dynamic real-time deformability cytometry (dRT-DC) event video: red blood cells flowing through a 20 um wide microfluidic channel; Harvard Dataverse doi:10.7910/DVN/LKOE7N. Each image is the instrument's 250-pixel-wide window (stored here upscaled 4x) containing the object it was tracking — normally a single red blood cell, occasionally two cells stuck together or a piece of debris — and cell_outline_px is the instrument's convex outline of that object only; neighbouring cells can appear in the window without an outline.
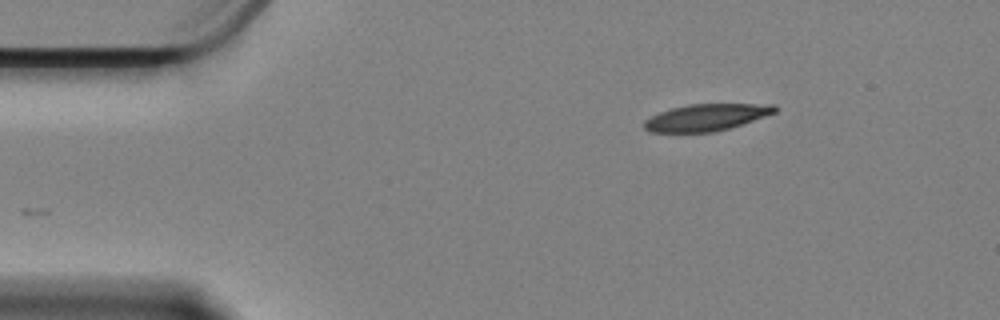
{"species": "Egyptian fruit bat (a non-hibernating species)", "species_latin": "Rousettus aegyptiacus", "temperature_condition": "cold", "stored_images_in_passage": 39, "camera_frame_rate_fps": 3000, "um_per_image_px": 0.085, "animal": {"sex": "female"}, "frame": {"image": 1, "passage_image": 1, "time_ms": 0.0, "image_size_px": [1000, 320], "cell_outline_px": [[776, 112], [716, 132], [648, 132], [644, 128], [644, 120], [660, 112], [672, 108], [688, 104], [776, 104]], "centroid_in_image_um": [60.0, 9.97], "position_along_channel_um": 25.0, "area_um2": 20.17}}
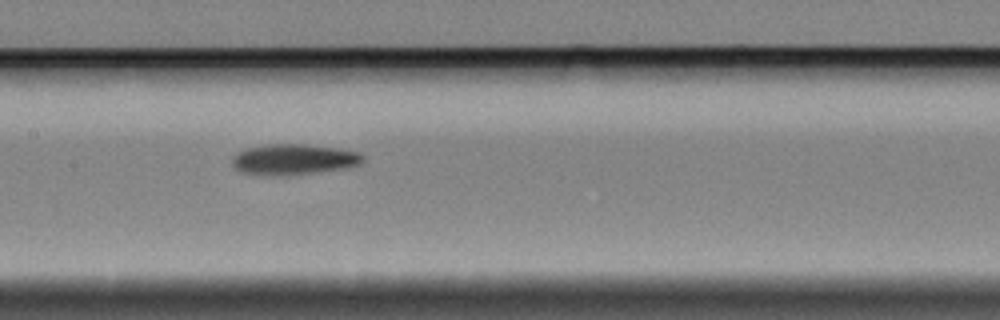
{"frame": {"image": 2, "passage_image": 20, "time_ms": 6.333, "image_size_px": [1000, 320], "cell_outline_px": [[364, 160], [360, 164], [344, 168], [308, 172], [244, 172], [236, 168], [232, 164], [232, 160], [236, 152], [248, 148], [268, 144], [300, 144], [336, 148], [356, 152], [364, 156]], "centroid_in_image_um": [25.0, 13.48], "position_along_channel_um": 182.4, "area_um2": 21.79}}
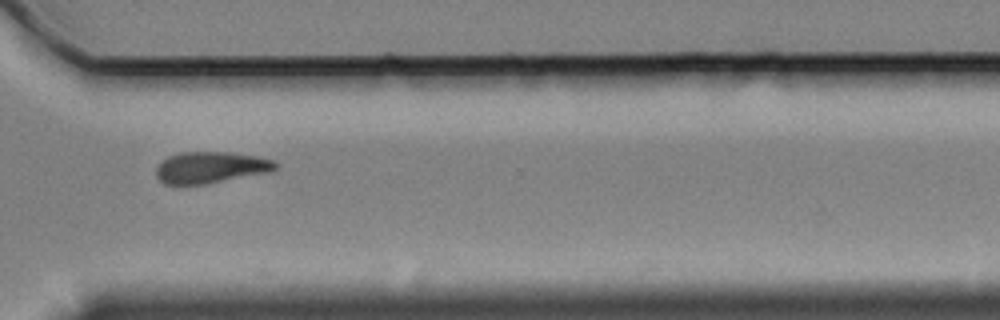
{"frame": {"image": 3, "passage_image": 35, "time_ms": 11.333, "image_size_px": [1000, 320], "cell_outline_px": [[276, 168], [272, 172], [204, 184], [164, 184], [156, 176], [156, 168], [168, 156], [180, 152], [228, 152], [256, 156], [272, 160], [276, 164]], "centroid_in_image_um": [17.91, 14.23], "position_along_channel_um": 352.7, "area_um2": 21.73}, "authors_computed_cell_mechanics": {"area_um2": 21.7328, "velocity_mm_per_s": 3.4136, "shape_relaxation_time_tau1_ms": 5.7352, "shape_relaxation_time_tau2_ms": null, "deformation_change_tau1": 0.1554, "deformation_change_tau2": null}}